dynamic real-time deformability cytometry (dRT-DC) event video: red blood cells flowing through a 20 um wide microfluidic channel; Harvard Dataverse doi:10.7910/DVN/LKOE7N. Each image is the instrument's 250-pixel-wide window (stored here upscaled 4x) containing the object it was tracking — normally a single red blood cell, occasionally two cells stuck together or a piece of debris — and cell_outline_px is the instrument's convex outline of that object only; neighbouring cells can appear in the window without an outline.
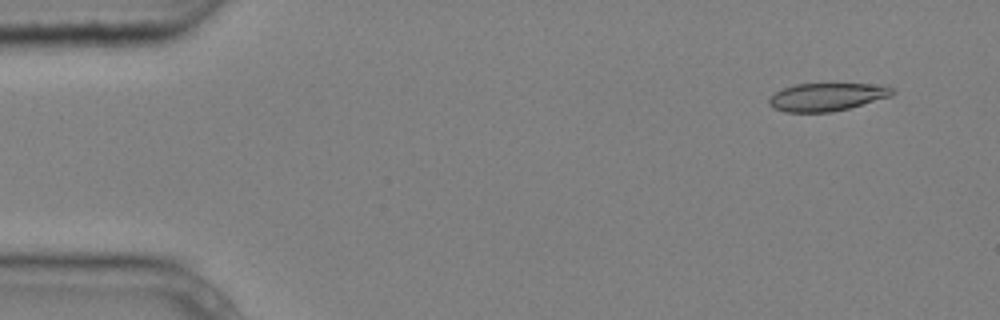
{"species": "common noctule bat (a hibernating species)", "species_latin": "Nyctalus noctula", "temperature_condition": "cold", "stored_images_in_passage": 4, "camera_frame_rate_fps": 3000, "um_per_image_px": 0.085, "animal": {"sex": "male", "body_mass_g": 20.4}, "frame": {"image": 1, "passage_image": 1, "time_ms": 0.0, "image_size_px": [1000, 320], "cell_outline_px": [[896, 92], [892, 96], [848, 108], [832, 112], [784, 112], [772, 108], [768, 104], [768, 100], [776, 92], [784, 88], [796, 84], [888, 84]], "centroid_in_image_um": [70.32, 8.24], "position_along_channel_um": 14.7, "area_um2": 20.17}}
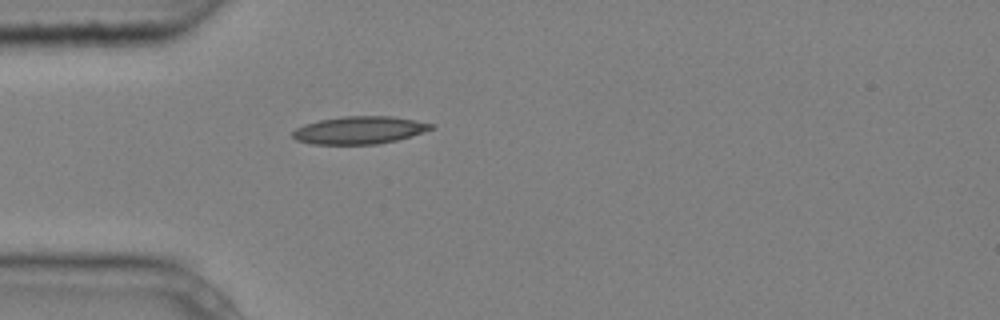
{"frame": {"image": 2, "passage_image": 4, "time_ms": 1.0, "image_size_px": [1000, 320], "cell_outline_px": [[436, 124], [432, 128], [424, 132], [412, 136], [396, 140], [376, 144], [312, 144], [296, 140], [292, 136], [292, 132], [296, 128], [304, 124], [320, 120], [344, 116], [392, 116], [416, 120]], "centroid_in_image_um": [30.56, 11.06], "position_along_channel_um": 54.4, "area_um2": 22.31}}